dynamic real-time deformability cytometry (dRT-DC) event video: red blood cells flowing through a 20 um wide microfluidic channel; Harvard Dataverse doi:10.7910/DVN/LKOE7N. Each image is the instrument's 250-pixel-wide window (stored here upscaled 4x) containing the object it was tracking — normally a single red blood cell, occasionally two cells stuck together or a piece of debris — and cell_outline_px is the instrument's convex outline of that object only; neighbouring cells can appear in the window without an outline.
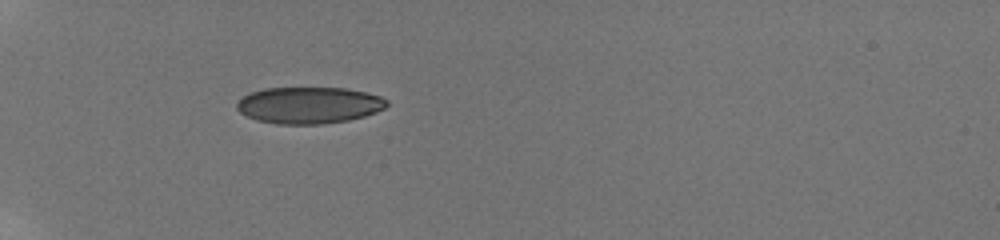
{"species": "human", "species_latin": "Homo sapiens", "temperature_condition": "room temperature", "stored_images_in_passage": 36, "camera_frame_rate_fps": 3000, "um_per_image_px": 0.085, "donor": {"sex": "male"}, "frame": {"image": 1, "passage_image": 1, "time_ms": 0.0, "image_size_px": [1000, 240], "cell_outline_px": [[388, 104], [384, 108], [376, 112], [364, 116], [348, 120], [324, 124], [276, 124], [256, 120], [240, 112], [236, 108], [236, 104], [244, 96], [252, 92], [264, 88], [344, 88], [364, 92], [380, 96], [388, 100]], "centroid_in_image_um": [26.27, 8.95], "position_along_channel_um": 58.7, "area_um2": 31.91}}
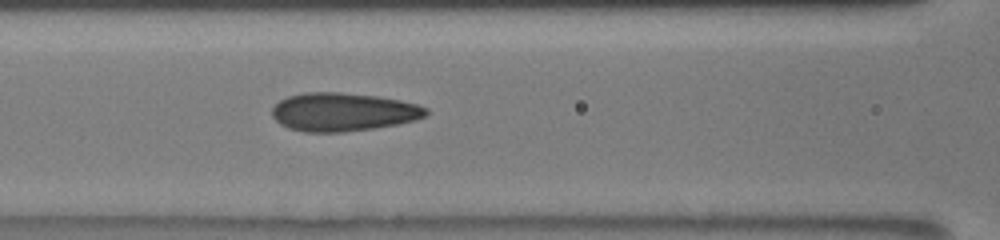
{"frame": {"image": 2, "passage_image": 9, "time_ms": 2.667, "image_size_px": [1000, 240], "cell_outline_px": [[428, 112], [424, 116], [416, 120], [396, 124], [372, 128], [344, 132], [304, 132], [288, 128], [280, 124], [272, 116], [272, 108], [280, 100], [288, 96], [304, 92], [340, 92], [376, 96], [400, 100], [416, 104], [428, 108]], "centroid_in_image_um": [29.14, 9.51], "position_along_channel_um": 137.5, "area_um2": 34.39}}
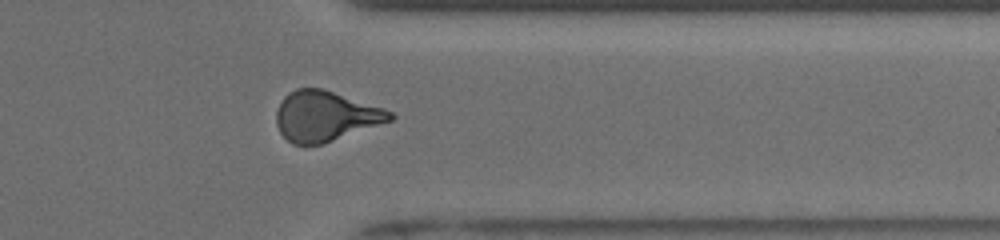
{"frame": {"image": 3, "passage_image": 28, "time_ms": 9.0, "image_size_px": [1000, 240], "cell_outline_px": [[396, 116], [392, 120], [324, 144], [292, 144], [280, 132], [276, 124], [276, 112], [284, 96], [288, 92], [296, 88], [324, 88], [384, 108], [392, 112]], "centroid_in_image_um": [27.67, 9.86], "position_along_channel_um": 383.7, "area_um2": 33.35}, "authors_computed_cell_mechanics": {"area_um2": 33.0905, "velocity_mm_per_s": 3.9004, "shape_relaxation_time_tau1_ms": 8.2257, "shape_relaxation_time_tau2_ms": 1.1435, "deformation_change_tau1": 0.2022, "deformation_change_tau2": 0.0645}}